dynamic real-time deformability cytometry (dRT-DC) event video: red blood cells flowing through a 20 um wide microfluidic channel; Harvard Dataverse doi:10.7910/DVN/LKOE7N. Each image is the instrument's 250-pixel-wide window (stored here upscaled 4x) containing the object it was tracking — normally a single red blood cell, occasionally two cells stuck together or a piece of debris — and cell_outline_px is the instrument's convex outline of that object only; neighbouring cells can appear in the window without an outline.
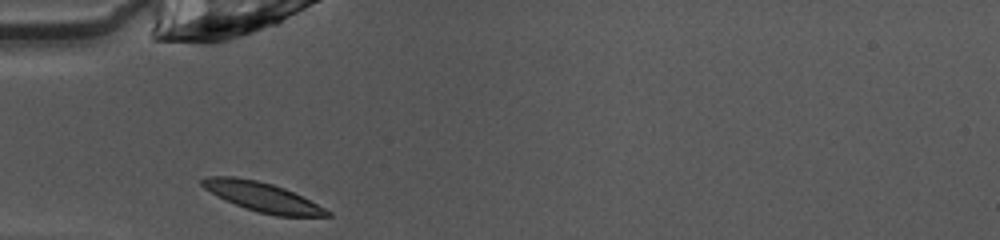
{"species": "common noctule bat (a hibernating species)", "species_latin": "Nyctalus noctula", "temperature_condition": "warm", "stored_images_in_passage": 27, "camera_frame_rate_fps": 3000, "um_per_image_px": 0.085, "animal": {"sex": "female", "body_mass_g": 10.0, "forearm_length_mm": 53.1}, "frame": {"image": 1, "passage_image": 1, "time_ms": 0.0, "image_size_px": [1000, 240], "cell_outline_px": [[332, 216], [276, 216], [244, 208], [204, 188], [200, 184], [200, 180], [208, 176], [236, 176], [256, 180], [272, 184], [284, 188], [332, 212]], "centroid_in_image_um": [22.3, 16.73], "position_along_channel_um": 62.7, "area_um2": 20.87}}
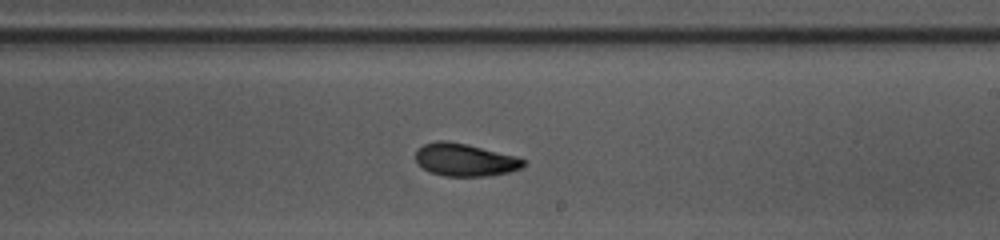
{"frame": {"image": 2, "passage_image": 15, "time_ms": 4.667, "image_size_px": [1000, 240], "cell_outline_px": [[524, 164], [520, 168], [508, 172], [488, 176], [444, 176], [432, 172], [424, 168], [416, 160], [416, 148], [424, 144], [436, 140], [444, 140], [464, 144], [520, 156], [524, 160]], "centroid_in_image_um": [39.52, 13.58], "position_along_channel_um": 249.5, "area_um2": 20.4}}
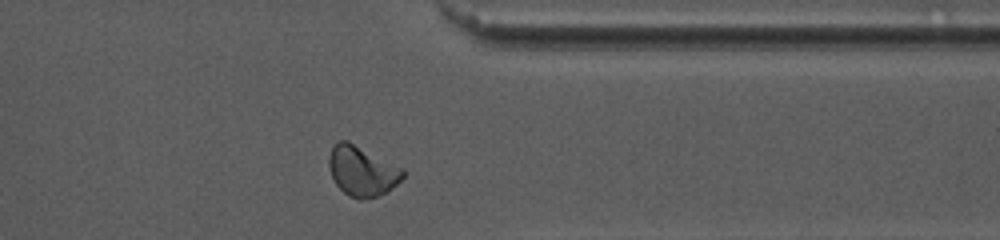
{"frame": {"image": 3, "passage_image": 25, "time_ms": 8.0, "image_size_px": [1000, 240], "cell_outline_px": [[404, 176], [388, 192], [364, 200], [360, 200], [348, 196], [336, 184], [332, 176], [328, 164], [328, 156], [332, 144], [336, 140], [348, 140], [404, 168]], "centroid_in_image_um": [30.76, 14.52], "position_along_channel_um": 380.6, "area_um2": 21.91}, "authors_computed_cell_mechanics": {"area_um2": 20.5768, "velocity_mm_per_s": 4.0448, "shape_relaxation_time_tau1_ms": 3.5509, "shape_relaxation_time_tau2_ms": 4.7581, "deformation_change_tau1": 0.1258, "deformation_change_tau2": 0.0896}}